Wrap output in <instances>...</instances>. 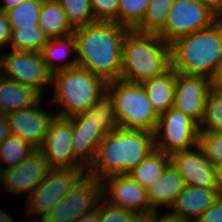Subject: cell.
Masks as SVG:
<instances>
[{
	"instance_id": "6da1fadb",
	"label": "cell",
	"mask_w": 222,
	"mask_h": 222,
	"mask_svg": "<svg viewBox=\"0 0 222 222\" xmlns=\"http://www.w3.org/2000/svg\"><path fill=\"white\" fill-rule=\"evenodd\" d=\"M128 30L113 21H95L75 28L77 66L105 83L120 79L122 42Z\"/></svg>"
},
{
	"instance_id": "7a4b0ae2",
	"label": "cell",
	"mask_w": 222,
	"mask_h": 222,
	"mask_svg": "<svg viewBox=\"0 0 222 222\" xmlns=\"http://www.w3.org/2000/svg\"><path fill=\"white\" fill-rule=\"evenodd\" d=\"M154 149L153 132L118 127L99 144L87 174L100 181L111 175L128 174Z\"/></svg>"
},
{
	"instance_id": "3957f363",
	"label": "cell",
	"mask_w": 222,
	"mask_h": 222,
	"mask_svg": "<svg viewBox=\"0 0 222 222\" xmlns=\"http://www.w3.org/2000/svg\"><path fill=\"white\" fill-rule=\"evenodd\" d=\"M170 46L172 69L176 73L211 79L222 61V18L174 40Z\"/></svg>"
},
{
	"instance_id": "277c9868",
	"label": "cell",
	"mask_w": 222,
	"mask_h": 222,
	"mask_svg": "<svg viewBox=\"0 0 222 222\" xmlns=\"http://www.w3.org/2000/svg\"><path fill=\"white\" fill-rule=\"evenodd\" d=\"M172 68L171 46L155 33L128 30L122 42L120 79L142 83Z\"/></svg>"
},
{
	"instance_id": "5b68a950",
	"label": "cell",
	"mask_w": 222,
	"mask_h": 222,
	"mask_svg": "<svg viewBox=\"0 0 222 222\" xmlns=\"http://www.w3.org/2000/svg\"><path fill=\"white\" fill-rule=\"evenodd\" d=\"M106 84L89 70L75 66L52 75L51 105L60 108L56 115L71 117L86 112L106 91Z\"/></svg>"
},
{
	"instance_id": "8992f818",
	"label": "cell",
	"mask_w": 222,
	"mask_h": 222,
	"mask_svg": "<svg viewBox=\"0 0 222 222\" xmlns=\"http://www.w3.org/2000/svg\"><path fill=\"white\" fill-rule=\"evenodd\" d=\"M113 99L119 127L155 131L159 114L150 103L141 83L118 79L106 84Z\"/></svg>"
},
{
	"instance_id": "52a82bcc",
	"label": "cell",
	"mask_w": 222,
	"mask_h": 222,
	"mask_svg": "<svg viewBox=\"0 0 222 222\" xmlns=\"http://www.w3.org/2000/svg\"><path fill=\"white\" fill-rule=\"evenodd\" d=\"M86 173V167L50 168L41 184L26 196L25 215L32 219L35 216L32 222L45 218Z\"/></svg>"
},
{
	"instance_id": "ba28073f",
	"label": "cell",
	"mask_w": 222,
	"mask_h": 222,
	"mask_svg": "<svg viewBox=\"0 0 222 222\" xmlns=\"http://www.w3.org/2000/svg\"><path fill=\"white\" fill-rule=\"evenodd\" d=\"M219 18L199 0H175L170 7L164 27L157 35L170 45L180 37L211 26Z\"/></svg>"
},
{
	"instance_id": "9c48e42d",
	"label": "cell",
	"mask_w": 222,
	"mask_h": 222,
	"mask_svg": "<svg viewBox=\"0 0 222 222\" xmlns=\"http://www.w3.org/2000/svg\"><path fill=\"white\" fill-rule=\"evenodd\" d=\"M198 141V125L182 111L171 107L159 116L154 131L155 149L171 155L194 147Z\"/></svg>"
},
{
	"instance_id": "30bf717a",
	"label": "cell",
	"mask_w": 222,
	"mask_h": 222,
	"mask_svg": "<svg viewBox=\"0 0 222 222\" xmlns=\"http://www.w3.org/2000/svg\"><path fill=\"white\" fill-rule=\"evenodd\" d=\"M102 198V181L86 173L44 219L51 222H76L97 209Z\"/></svg>"
},
{
	"instance_id": "8fae6325",
	"label": "cell",
	"mask_w": 222,
	"mask_h": 222,
	"mask_svg": "<svg viewBox=\"0 0 222 222\" xmlns=\"http://www.w3.org/2000/svg\"><path fill=\"white\" fill-rule=\"evenodd\" d=\"M2 75L35 89L42 96L45 87H51L52 74L47 69L41 52H6L3 54Z\"/></svg>"
},
{
	"instance_id": "7c38bea8",
	"label": "cell",
	"mask_w": 222,
	"mask_h": 222,
	"mask_svg": "<svg viewBox=\"0 0 222 222\" xmlns=\"http://www.w3.org/2000/svg\"><path fill=\"white\" fill-rule=\"evenodd\" d=\"M72 138L71 120L55 115L39 148L50 168L85 167L73 154Z\"/></svg>"
},
{
	"instance_id": "4fadbf2b",
	"label": "cell",
	"mask_w": 222,
	"mask_h": 222,
	"mask_svg": "<svg viewBox=\"0 0 222 222\" xmlns=\"http://www.w3.org/2000/svg\"><path fill=\"white\" fill-rule=\"evenodd\" d=\"M102 181V197L109 204L137 213L141 218L150 215L147 189L128 174L111 175Z\"/></svg>"
},
{
	"instance_id": "5bb4252c",
	"label": "cell",
	"mask_w": 222,
	"mask_h": 222,
	"mask_svg": "<svg viewBox=\"0 0 222 222\" xmlns=\"http://www.w3.org/2000/svg\"><path fill=\"white\" fill-rule=\"evenodd\" d=\"M170 162L183 178L185 185L216 189V168L205 157L203 148L199 144L172 153Z\"/></svg>"
},
{
	"instance_id": "9a60e30c",
	"label": "cell",
	"mask_w": 222,
	"mask_h": 222,
	"mask_svg": "<svg viewBox=\"0 0 222 222\" xmlns=\"http://www.w3.org/2000/svg\"><path fill=\"white\" fill-rule=\"evenodd\" d=\"M49 169L45 156L36 149L17 166L3 170V191L28 196L41 184Z\"/></svg>"
},
{
	"instance_id": "2e32d148",
	"label": "cell",
	"mask_w": 222,
	"mask_h": 222,
	"mask_svg": "<svg viewBox=\"0 0 222 222\" xmlns=\"http://www.w3.org/2000/svg\"><path fill=\"white\" fill-rule=\"evenodd\" d=\"M41 100L36 106L6 114L10 134L39 149L45 139L49 125L56 115L42 109ZM49 111V112H48Z\"/></svg>"
},
{
	"instance_id": "e0dca14e",
	"label": "cell",
	"mask_w": 222,
	"mask_h": 222,
	"mask_svg": "<svg viewBox=\"0 0 222 222\" xmlns=\"http://www.w3.org/2000/svg\"><path fill=\"white\" fill-rule=\"evenodd\" d=\"M210 90L209 78L176 73L173 107L182 111L199 126L204 113L205 100Z\"/></svg>"
},
{
	"instance_id": "ac0fdd59",
	"label": "cell",
	"mask_w": 222,
	"mask_h": 222,
	"mask_svg": "<svg viewBox=\"0 0 222 222\" xmlns=\"http://www.w3.org/2000/svg\"><path fill=\"white\" fill-rule=\"evenodd\" d=\"M72 122L74 156L88 169L93 163L98 146L106 134L87 112L68 117Z\"/></svg>"
},
{
	"instance_id": "d6986e66",
	"label": "cell",
	"mask_w": 222,
	"mask_h": 222,
	"mask_svg": "<svg viewBox=\"0 0 222 222\" xmlns=\"http://www.w3.org/2000/svg\"><path fill=\"white\" fill-rule=\"evenodd\" d=\"M218 197L216 189L185 185L168 213L184 222H196Z\"/></svg>"
},
{
	"instance_id": "ffe728a7",
	"label": "cell",
	"mask_w": 222,
	"mask_h": 222,
	"mask_svg": "<svg viewBox=\"0 0 222 222\" xmlns=\"http://www.w3.org/2000/svg\"><path fill=\"white\" fill-rule=\"evenodd\" d=\"M185 184L177 169L170 162L162 174L147 189L150 214L159 212L158 208L170 209Z\"/></svg>"
},
{
	"instance_id": "44dd1931",
	"label": "cell",
	"mask_w": 222,
	"mask_h": 222,
	"mask_svg": "<svg viewBox=\"0 0 222 222\" xmlns=\"http://www.w3.org/2000/svg\"><path fill=\"white\" fill-rule=\"evenodd\" d=\"M42 99L35 89L0 75V114L31 108Z\"/></svg>"
},
{
	"instance_id": "7402d4cb",
	"label": "cell",
	"mask_w": 222,
	"mask_h": 222,
	"mask_svg": "<svg viewBox=\"0 0 222 222\" xmlns=\"http://www.w3.org/2000/svg\"><path fill=\"white\" fill-rule=\"evenodd\" d=\"M71 52L75 54L77 52L73 34L50 38L41 51L46 67L52 75L77 66V56L75 54L71 56Z\"/></svg>"
},
{
	"instance_id": "603a6c76",
	"label": "cell",
	"mask_w": 222,
	"mask_h": 222,
	"mask_svg": "<svg viewBox=\"0 0 222 222\" xmlns=\"http://www.w3.org/2000/svg\"><path fill=\"white\" fill-rule=\"evenodd\" d=\"M141 85L159 115L173 107L176 92V72L172 68L161 76L142 82Z\"/></svg>"
},
{
	"instance_id": "cb8c5ba5",
	"label": "cell",
	"mask_w": 222,
	"mask_h": 222,
	"mask_svg": "<svg viewBox=\"0 0 222 222\" xmlns=\"http://www.w3.org/2000/svg\"><path fill=\"white\" fill-rule=\"evenodd\" d=\"M39 27L49 39L73 34L75 30L57 0H43L39 14Z\"/></svg>"
},
{
	"instance_id": "d4e9b609",
	"label": "cell",
	"mask_w": 222,
	"mask_h": 222,
	"mask_svg": "<svg viewBox=\"0 0 222 222\" xmlns=\"http://www.w3.org/2000/svg\"><path fill=\"white\" fill-rule=\"evenodd\" d=\"M170 163V155L154 149L128 175L142 187L150 186Z\"/></svg>"
},
{
	"instance_id": "484cf974",
	"label": "cell",
	"mask_w": 222,
	"mask_h": 222,
	"mask_svg": "<svg viewBox=\"0 0 222 222\" xmlns=\"http://www.w3.org/2000/svg\"><path fill=\"white\" fill-rule=\"evenodd\" d=\"M48 36L39 26L11 29V36L8 44L11 45V52L36 51L41 52L48 43Z\"/></svg>"
},
{
	"instance_id": "4316f807",
	"label": "cell",
	"mask_w": 222,
	"mask_h": 222,
	"mask_svg": "<svg viewBox=\"0 0 222 222\" xmlns=\"http://www.w3.org/2000/svg\"><path fill=\"white\" fill-rule=\"evenodd\" d=\"M43 0H26L5 12L11 29L39 26Z\"/></svg>"
},
{
	"instance_id": "83f0119b",
	"label": "cell",
	"mask_w": 222,
	"mask_h": 222,
	"mask_svg": "<svg viewBox=\"0 0 222 222\" xmlns=\"http://www.w3.org/2000/svg\"><path fill=\"white\" fill-rule=\"evenodd\" d=\"M86 112L94 118L105 134H109L119 127L114 102L107 91H104Z\"/></svg>"
},
{
	"instance_id": "f1b7e54d",
	"label": "cell",
	"mask_w": 222,
	"mask_h": 222,
	"mask_svg": "<svg viewBox=\"0 0 222 222\" xmlns=\"http://www.w3.org/2000/svg\"><path fill=\"white\" fill-rule=\"evenodd\" d=\"M175 0H150L146 14L134 29L142 33L157 34L165 25L171 5Z\"/></svg>"
},
{
	"instance_id": "f546056e",
	"label": "cell",
	"mask_w": 222,
	"mask_h": 222,
	"mask_svg": "<svg viewBox=\"0 0 222 222\" xmlns=\"http://www.w3.org/2000/svg\"><path fill=\"white\" fill-rule=\"evenodd\" d=\"M198 128L199 133L222 132V92L209 91Z\"/></svg>"
},
{
	"instance_id": "4dcf8cb0",
	"label": "cell",
	"mask_w": 222,
	"mask_h": 222,
	"mask_svg": "<svg viewBox=\"0 0 222 222\" xmlns=\"http://www.w3.org/2000/svg\"><path fill=\"white\" fill-rule=\"evenodd\" d=\"M36 148L23 139L9 135L0 146V164H7L8 167H14L23 162ZM2 161V162H1Z\"/></svg>"
},
{
	"instance_id": "1f68e13d",
	"label": "cell",
	"mask_w": 222,
	"mask_h": 222,
	"mask_svg": "<svg viewBox=\"0 0 222 222\" xmlns=\"http://www.w3.org/2000/svg\"><path fill=\"white\" fill-rule=\"evenodd\" d=\"M150 0H119L118 24L134 30L143 20Z\"/></svg>"
},
{
	"instance_id": "d6a6232c",
	"label": "cell",
	"mask_w": 222,
	"mask_h": 222,
	"mask_svg": "<svg viewBox=\"0 0 222 222\" xmlns=\"http://www.w3.org/2000/svg\"><path fill=\"white\" fill-rule=\"evenodd\" d=\"M62 6L68 21L74 27L95 22L90 0H57Z\"/></svg>"
},
{
	"instance_id": "836d02e7",
	"label": "cell",
	"mask_w": 222,
	"mask_h": 222,
	"mask_svg": "<svg viewBox=\"0 0 222 222\" xmlns=\"http://www.w3.org/2000/svg\"><path fill=\"white\" fill-rule=\"evenodd\" d=\"M97 211L99 222H140L142 219L137 213L113 206L103 198L97 206Z\"/></svg>"
},
{
	"instance_id": "e575fe53",
	"label": "cell",
	"mask_w": 222,
	"mask_h": 222,
	"mask_svg": "<svg viewBox=\"0 0 222 222\" xmlns=\"http://www.w3.org/2000/svg\"><path fill=\"white\" fill-rule=\"evenodd\" d=\"M198 144L215 168L222 165V132L199 133Z\"/></svg>"
},
{
	"instance_id": "d590c367",
	"label": "cell",
	"mask_w": 222,
	"mask_h": 222,
	"mask_svg": "<svg viewBox=\"0 0 222 222\" xmlns=\"http://www.w3.org/2000/svg\"><path fill=\"white\" fill-rule=\"evenodd\" d=\"M96 21H113L118 24L119 0H90Z\"/></svg>"
},
{
	"instance_id": "8d00e7d4",
	"label": "cell",
	"mask_w": 222,
	"mask_h": 222,
	"mask_svg": "<svg viewBox=\"0 0 222 222\" xmlns=\"http://www.w3.org/2000/svg\"><path fill=\"white\" fill-rule=\"evenodd\" d=\"M196 222H222V197L219 196Z\"/></svg>"
},
{
	"instance_id": "74e56055",
	"label": "cell",
	"mask_w": 222,
	"mask_h": 222,
	"mask_svg": "<svg viewBox=\"0 0 222 222\" xmlns=\"http://www.w3.org/2000/svg\"><path fill=\"white\" fill-rule=\"evenodd\" d=\"M11 36V28L9 20L4 12H0V48L7 46L9 37Z\"/></svg>"
},
{
	"instance_id": "f35d334b",
	"label": "cell",
	"mask_w": 222,
	"mask_h": 222,
	"mask_svg": "<svg viewBox=\"0 0 222 222\" xmlns=\"http://www.w3.org/2000/svg\"><path fill=\"white\" fill-rule=\"evenodd\" d=\"M160 212L152 213L146 217H143L141 220L143 222H184L181 221L179 218L166 213V215H159Z\"/></svg>"
},
{
	"instance_id": "ab89813d",
	"label": "cell",
	"mask_w": 222,
	"mask_h": 222,
	"mask_svg": "<svg viewBox=\"0 0 222 222\" xmlns=\"http://www.w3.org/2000/svg\"><path fill=\"white\" fill-rule=\"evenodd\" d=\"M211 89L222 92V61L210 79Z\"/></svg>"
},
{
	"instance_id": "60d3db41",
	"label": "cell",
	"mask_w": 222,
	"mask_h": 222,
	"mask_svg": "<svg viewBox=\"0 0 222 222\" xmlns=\"http://www.w3.org/2000/svg\"><path fill=\"white\" fill-rule=\"evenodd\" d=\"M10 135L9 124L7 117L4 114H0V146Z\"/></svg>"
},
{
	"instance_id": "b9f144b4",
	"label": "cell",
	"mask_w": 222,
	"mask_h": 222,
	"mask_svg": "<svg viewBox=\"0 0 222 222\" xmlns=\"http://www.w3.org/2000/svg\"><path fill=\"white\" fill-rule=\"evenodd\" d=\"M222 18V0H199Z\"/></svg>"
},
{
	"instance_id": "7bdbcfd3",
	"label": "cell",
	"mask_w": 222,
	"mask_h": 222,
	"mask_svg": "<svg viewBox=\"0 0 222 222\" xmlns=\"http://www.w3.org/2000/svg\"><path fill=\"white\" fill-rule=\"evenodd\" d=\"M2 2L0 6V12H6L7 10H10L20 3L26 1V0H0Z\"/></svg>"
},
{
	"instance_id": "ee69618b",
	"label": "cell",
	"mask_w": 222,
	"mask_h": 222,
	"mask_svg": "<svg viewBox=\"0 0 222 222\" xmlns=\"http://www.w3.org/2000/svg\"><path fill=\"white\" fill-rule=\"evenodd\" d=\"M76 222H99V213L97 209L80 217Z\"/></svg>"
},
{
	"instance_id": "f6af8a7d",
	"label": "cell",
	"mask_w": 222,
	"mask_h": 222,
	"mask_svg": "<svg viewBox=\"0 0 222 222\" xmlns=\"http://www.w3.org/2000/svg\"><path fill=\"white\" fill-rule=\"evenodd\" d=\"M216 190L218 196L222 197V165L216 167Z\"/></svg>"
},
{
	"instance_id": "bcb514c9",
	"label": "cell",
	"mask_w": 222,
	"mask_h": 222,
	"mask_svg": "<svg viewBox=\"0 0 222 222\" xmlns=\"http://www.w3.org/2000/svg\"><path fill=\"white\" fill-rule=\"evenodd\" d=\"M0 222H15V221L12 219V216L9 215V213L0 208Z\"/></svg>"
},
{
	"instance_id": "7dc6e473",
	"label": "cell",
	"mask_w": 222,
	"mask_h": 222,
	"mask_svg": "<svg viewBox=\"0 0 222 222\" xmlns=\"http://www.w3.org/2000/svg\"><path fill=\"white\" fill-rule=\"evenodd\" d=\"M1 53L2 52H0V75H2V63H3V54H1Z\"/></svg>"
},
{
	"instance_id": "c3c4849f",
	"label": "cell",
	"mask_w": 222,
	"mask_h": 222,
	"mask_svg": "<svg viewBox=\"0 0 222 222\" xmlns=\"http://www.w3.org/2000/svg\"><path fill=\"white\" fill-rule=\"evenodd\" d=\"M2 167L3 166L0 164V185H2V178H3V168Z\"/></svg>"
},
{
	"instance_id": "681fc988",
	"label": "cell",
	"mask_w": 222,
	"mask_h": 222,
	"mask_svg": "<svg viewBox=\"0 0 222 222\" xmlns=\"http://www.w3.org/2000/svg\"><path fill=\"white\" fill-rule=\"evenodd\" d=\"M33 222H51V221H47V220H45L44 218H42V219H37L36 221H33Z\"/></svg>"
}]
</instances>
